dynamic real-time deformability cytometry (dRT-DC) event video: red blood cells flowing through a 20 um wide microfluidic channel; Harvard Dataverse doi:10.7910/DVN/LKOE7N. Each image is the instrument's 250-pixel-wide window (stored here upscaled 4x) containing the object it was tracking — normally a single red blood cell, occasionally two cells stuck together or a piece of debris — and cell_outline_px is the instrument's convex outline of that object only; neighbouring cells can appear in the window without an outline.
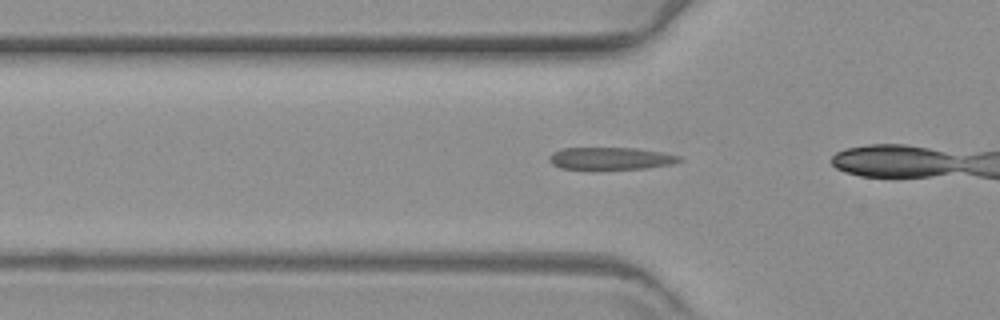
{"species": "common noctule bat (a hibernating species)", "species_latin": "Nyctalus noctula", "temperature_condition": "warm", "stored_images_in_passage": 4, "camera_frame_rate_fps": 3000, "um_per_image_px": 0.085, "animal": {"sex": "female", "body_mass_g": 19.3, "forearm_length_mm": 54.1}, "frame": {"image": 1, "passage_image": 2, "time_ms": 0.333, "image_size_px": [1000, 320], "cell_outline_px": [[684, 160], [672, 164], [648, 168], [560, 168], [552, 164], [548, 160], [548, 156], [552, 152], [564, 148], [636, 148], [660, 152], [680, 156]], "centroid_in_image_um": [51.91, 13.45], "position_along_channel_um": 73.9, "area_um2": 16.65}}